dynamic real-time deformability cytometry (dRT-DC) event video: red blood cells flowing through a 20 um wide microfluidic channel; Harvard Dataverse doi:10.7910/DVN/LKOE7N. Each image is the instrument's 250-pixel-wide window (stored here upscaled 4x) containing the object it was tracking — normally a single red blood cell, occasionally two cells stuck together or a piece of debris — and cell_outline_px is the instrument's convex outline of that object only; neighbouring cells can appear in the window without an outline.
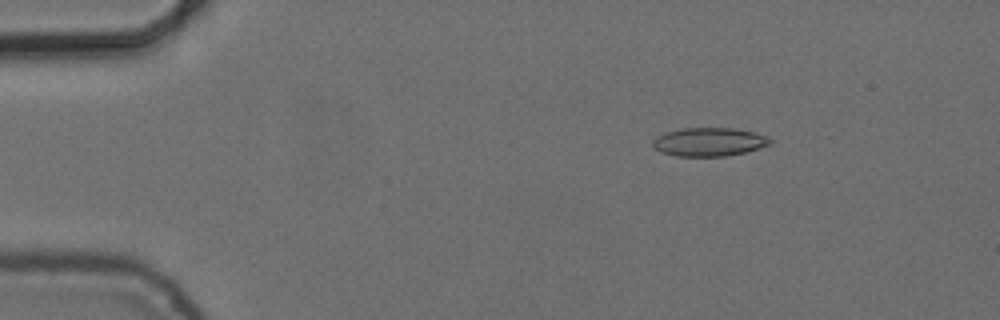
{"species": "common noctule bat (a hibernating species)", "species_latin": "Nyctalus noctula", "temperature_condition": "cold", "stored_images_in_passage": 20, "camera_frame_rate_fps": 3000, "um_per_image_px": 0.085, "animal": {"sex": "female", "body_mass_g": 24.6, "forearm_length_mm": 56.2}, "frame": {"image": 1, "passage_image": 2, "time_ms": 0.333, "image_size_px": [1000, 320], "cell_outline_px": [[772, 144], [744, 152], [724, 156], [676, 156], [660, 152], [652, 144], [652, 140], [656, 136], [668, 132], [684, 128], [732, 128], [752, 132], [768, 136], [772, 140]], "centroid_in_image_um": [60.27, 12.06], "position_along_channel_um": 24.7, "area_um2": 19.36}}
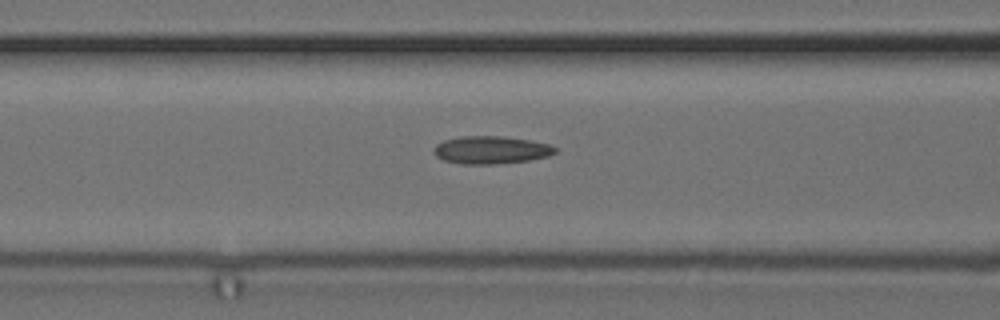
{"frame": {"image": 2, "passage_image": 16, "time_ms": 5.0, "image_size_px": [1000, 320], "cell_outline_px": [[556, 152], [548, 156], [528, 160], [492, 164], [460, 164], [444, 160], [436, 156], [432, 152], [436, 144], [444, 140], [460, 136], [500, 136], [528, 140], [548, 144], [556, 148]], "centroid_in_image_um": [41.68, 12.74], "position_along_channel_um": 124.9, "area_um2": 19.48}}
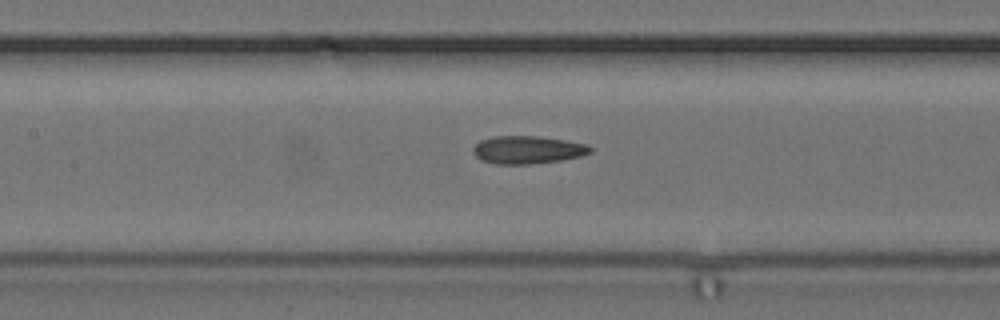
{"frame": {"image": 3, "passage_image": 19, "time_ms": 6.0, "image_size_px": [1000, 320], "cell_outline_px": [[592, 152], [580, 156], [560, 160], [528, 164], [496, 164], [484, 160], [476, 156], [472, 152], [472, 148], [480, 140], [496, 136], [536, 136], [564, 140], [588, 144], [592, 148]], "centroid_in_image_um": [44.85, 12.73], "position_along_channel_um": 162.6, "area_um2": 18.84}}